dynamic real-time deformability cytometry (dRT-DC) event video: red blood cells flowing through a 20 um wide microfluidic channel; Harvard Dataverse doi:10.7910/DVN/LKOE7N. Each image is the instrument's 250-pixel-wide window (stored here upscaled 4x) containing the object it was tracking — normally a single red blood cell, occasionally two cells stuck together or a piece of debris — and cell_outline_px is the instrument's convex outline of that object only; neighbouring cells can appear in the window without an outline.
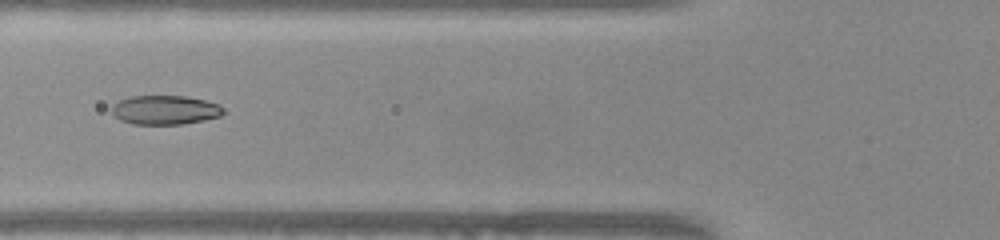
{"species": "common noctule bat (a hibernating species)", "species_latin": "Nyctalus noctula", "temperature_condition": "warm", "stored_images_in_passage": 45, "camera_frame_rate_fps": 3000, "um_per_image_px": 0.085, "animal": {"sex": "female", "body_mass_g": 22.0, "forearm_length_mm": 56.7}, "frame": {"image": 1, "passage_image": 13, "time_ms": 4.0, "image_size_px": [1000, 240], "cell_outline_px": [[224, 112], [220, 116], [204, 120], [180, 124], [132, 124], [120, 120], [112, 112], [112, 108], [120, 100], [132, 96], [184, 96], [204, 100], [220, 104], [224, 108]], "centroid_in_image_um": [14.06, 9.35], "position_along_channel_um": 111.7, "area_um2": 18.79}}
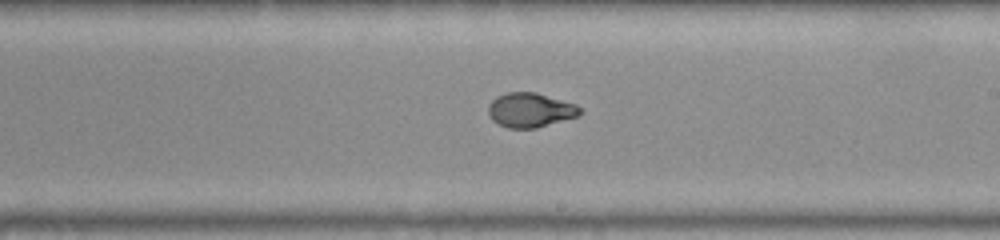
{"frame": {"image": 2, "passage_image": 23, "time_ms": 7.333, "image_size_px": [1000, 240], "cell_outline_px": [[580, 116], [536, 128], [508, 128], [492, 120], [488, 112], [488, 104], [496, 96], [508, 92], [536, 92], [576, 104], [580, 108]], "centroid_in_image_um": [45.07, 9.35], "position_along_channel_um": 243.9, "area_um2": 18.44}}
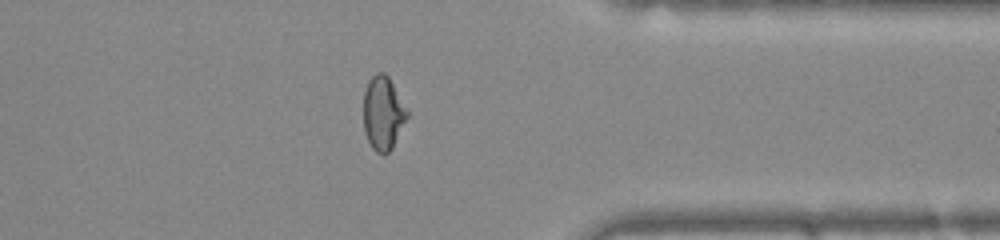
{"frame": {"image": 3, "passage_image": 34, "time_ms": 11.0, "image_size_px": [1000, 240], "cell_outline_px": [[408, 116], [392, 148], [384, 156], [376, 152], [372, 148], [364, 132], [364, 92], [368, 80], [376, 72], [384, 72], [388, 76], [408, 112]], "centroid_in_image_um": [32.54, 9.63], "position_along_channel_um": 378.9, "area_um2": 18.61}, "authors_computed_cell_mechanics": {"area_um2": 19.074, "velocity_mm_per_s": 3.9677, "shape_relaxation_time_tau1_ms": 9.4808, "shape_relaxation_time_tau2_ms": 0.7195, "deformation_change_tau1": 0.3254, "deformation_change_tau2": 0.0417}}